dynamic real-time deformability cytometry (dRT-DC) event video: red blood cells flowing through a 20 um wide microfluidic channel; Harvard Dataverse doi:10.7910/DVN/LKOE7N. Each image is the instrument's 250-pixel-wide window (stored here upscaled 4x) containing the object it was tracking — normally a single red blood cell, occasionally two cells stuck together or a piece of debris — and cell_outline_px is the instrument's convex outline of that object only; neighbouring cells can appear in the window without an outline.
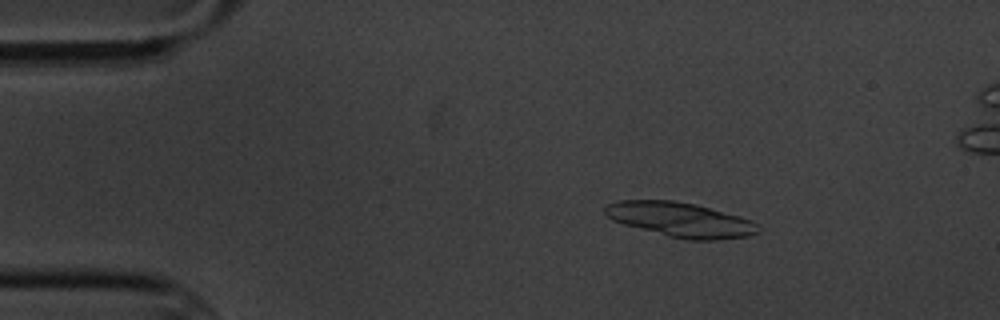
{"species": "common noctule bat (a hibernating species)", "species_latin": "Nyctalus noctula", "temperature_condition": "cold", "stored_images_in_passage": 10, "segment_of_instrument_passage": [1, 2], "camera_frame_rate_fps": 3000, "um_per_image_px": 0.085, "animal": {"sex": "male", "body_mass_g": 20.1, "forearm_length_mm": 53.5}, "frame": {"image": 1, "passage_image": 2, "time_ms": 1.333, "image_size_px": [1000, 320], "cell_outline_px": [[760, 232], [748, 236], [716, 240], [688, 240], [668, 236], [624, 224], [612, 220], [604, 216], [604, 208], [608, 204], [620, 200], [672, 200], [696, 204], [740, 216], [752, 220], [756, 224]], "centroid_in_image_um": [57.83, 18.67], "position_along_channel_um": 27.2, "area_um2": 30.92}}